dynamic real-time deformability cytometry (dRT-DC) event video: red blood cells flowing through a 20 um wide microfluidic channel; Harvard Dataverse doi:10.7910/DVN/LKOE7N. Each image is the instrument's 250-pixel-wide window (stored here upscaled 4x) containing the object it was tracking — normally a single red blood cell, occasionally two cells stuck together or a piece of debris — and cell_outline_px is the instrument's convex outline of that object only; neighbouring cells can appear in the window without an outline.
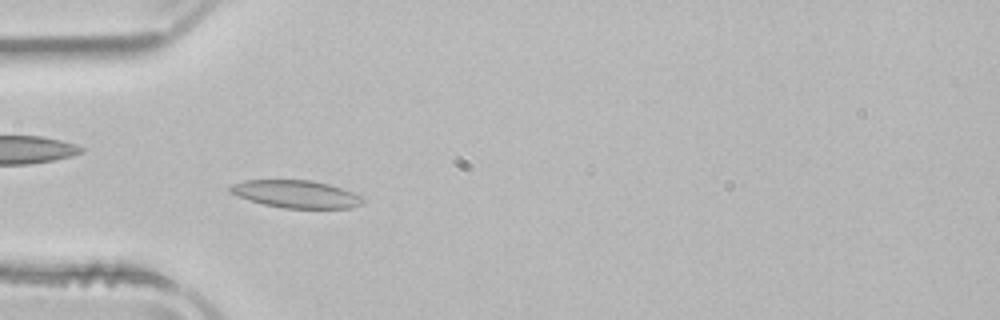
{"species": "common noctule bat (a hibernating species)", "species_latin": "Nyctalus noctula", "temperature_condition": "room temperature", "stored_images_in_passage": 50, "camera_frame_rate_fps": 3000, "um_per_image_px": 0.085, "animal": {"sex": "male", "body_mass_g": 21.5, "forearm_length_mm": 52.0}, "frame": {"image": 1, "passage_image": 14, "time_ms": 4.333, "image_size_px": [1000, 320], "cell_outline_px": [[364, 204], [352, 208], [284, 208], [264, 204], [228, 192], [228, 188], [232, 184], [244, 180], [312, 180], [328, 184], [364, 196]], "centroid_in_image_um": [25.21, 16.49], "position_along_channel_um": 59.8, "area_um2": 21.27}}
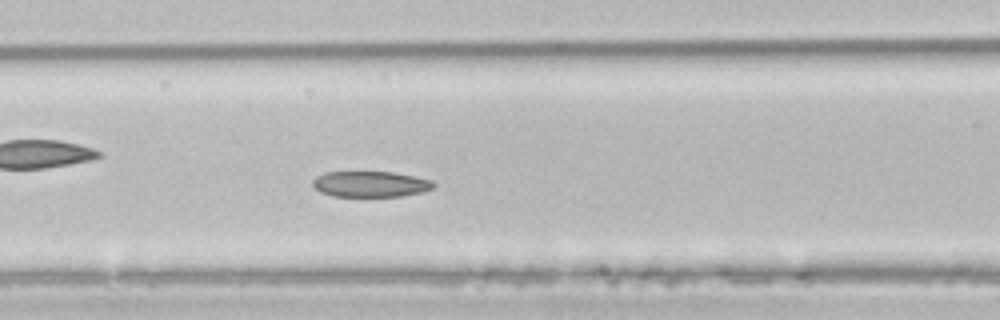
{"frame": {"image": 2, "passage_image": 20, "time_ms": 6.333, "image_size_px": [1000, 320], "cell_outline_px": [[436, 184], [432, 188], [424, 192], [400, 196], [332, 196], [320, 192], [312, 184], [312, 180], [316, 176], [324, 172], [392, 172], [432, 180]], "centroid_in_image_um": [31.48, 15.65], "position_along_channel_um": 135.1, "area_um2": 18.15}}
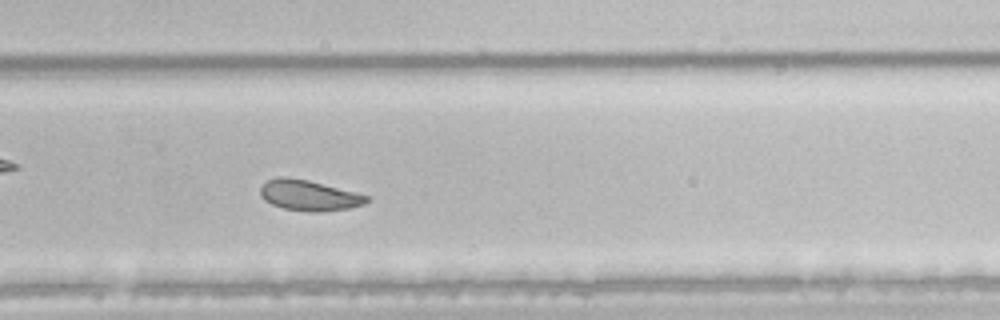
{"frame": {"image": 3, "passage_image": 33, "time_ms": 10.667, "image_size_px": [1000, 320], "cell_outline_px": [[368, 200], [364, 204], [348, 208], [320, 212], [312, 212], [284, 208], [272, 204], [264, 200], [260, 196], [260, 188], [268, 180], [276, 176], [288, 176], [308, 180], [368, 196]], "centroid_in_image_um": [26.2, 16.6], "position_along_channel_um": 303.6, "area_um2": 18.73}, "authors_computed_cell_mechanics": {"area_um2": 21.5883, "velocity_mm_per_s": 3.8957, "shape_relaxation_time_tau1_ms": 7.8968, "shape_relaxation_time_tau2_ms": 3.1829, "deformation_change_tau1": 0.1279, "deformation_change_tau2": 0.0742}}